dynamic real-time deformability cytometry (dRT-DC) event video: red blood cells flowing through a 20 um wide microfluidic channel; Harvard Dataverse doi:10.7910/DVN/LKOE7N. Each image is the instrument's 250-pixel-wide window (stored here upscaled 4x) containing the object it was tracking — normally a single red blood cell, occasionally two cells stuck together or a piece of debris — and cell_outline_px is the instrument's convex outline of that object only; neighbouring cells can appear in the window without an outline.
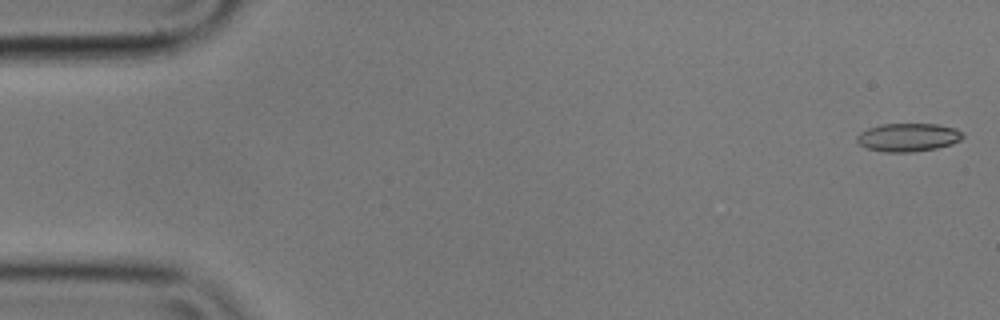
{"species": "common noctule bat (a hibernating species)", "species_latin": "Nyctalus noctula", "temperature_condition": "cold", "stored_images_in_passage": 4, "camera_frame_rate_fps": 3000, "um_per_image_px": 0.085, "animal": {"sex": "male", "body_mass_g": 17.9}, "frame": {"image": 1, "passage_image": 1, "time_ms": 0.0, "image_size_px": [1000, 320], "cell_outline_px": [[964, 136], [960, 140], [952, 144], [936, 148], [912, 152], [884, 152], [868, 148], [860, 144], [856, 140], [856, 136], [860, 132], [868, 128], [880, 124], [936, 124], [956, 128]], "centroid_in_image_um": [77.18, 11.67], "position_along_channel_um": 7.8, "area_um2": 17.4}}